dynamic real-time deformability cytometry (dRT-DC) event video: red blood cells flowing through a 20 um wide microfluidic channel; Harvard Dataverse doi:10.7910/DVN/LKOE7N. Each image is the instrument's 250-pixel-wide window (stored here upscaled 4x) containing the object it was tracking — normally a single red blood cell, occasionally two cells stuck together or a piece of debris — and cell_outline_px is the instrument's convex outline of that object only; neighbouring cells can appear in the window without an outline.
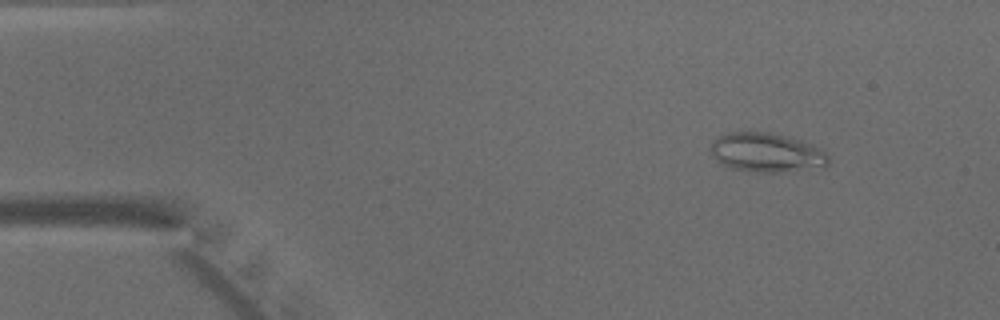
{"species": "common noctule bat (a hibernating species)", "species_latin": "Nyctalus noctula", "temperature_condition": "warm", "stored_images_in_passage": 48, "camera_frame_rate_fps": 3000, "um_per_image_px": 0.085, "animal": {"sex": "male", "body_mass_g": 15.6}, "frame": {"image": 1, "passage_image": 6, "time_ms": 1.667, "image_size_px": [1000, 320], "cell_outline_px": [[828, 164], [776, 172], [752, 172], [732, 168], [720, 164], [712, 156], [708, 148], [712, 140], [728, 132], [768, 132], [800, 140], [812, 144], [820, 148], [828, 156]], "centroid_in_image_um": [65.03, 12.95], "position_along_channel_um": 20.0, "area_um2": 26.53}}
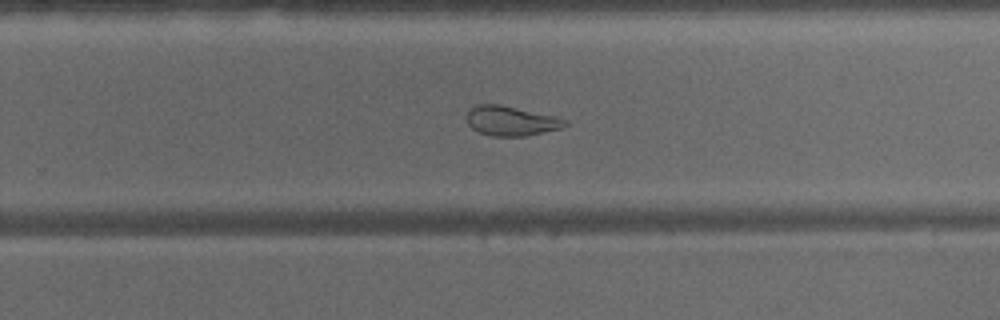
{"frame": {"image": 2, "passage_image": 31, "time_ms": 10.0, "image_size_px": [1000, 320], "cell_outline_px": [[568, 124], [560, 128], [524, 136], [492, 136], [480, 132], [472, 128], [468, 124], [468, 112], [476, 104], [500, 104], [560, 116], [568, 120]], "centroid_in_image_um": [43.5, 10.26], "position_along_channel_um": 286.3, "area_um2": 17.05}}
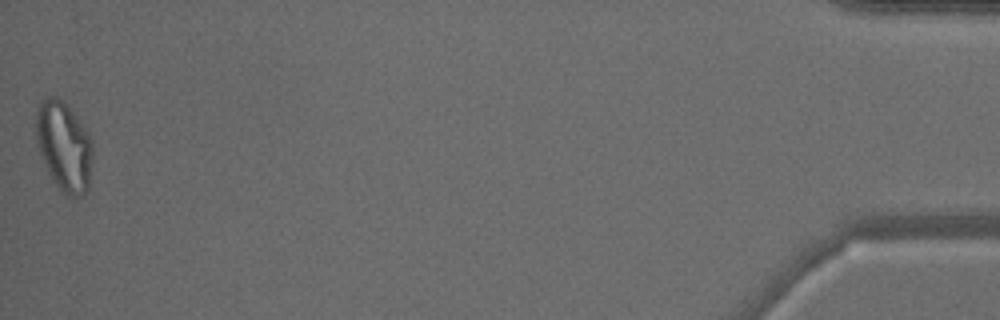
{"frame": {"image": 3, "passage_image": 48, "time_ms": 15.667, "image_size_px": [1000, 320], "cell_outline_px": [[92, 160], [88, 188], [80, 196], [72, 200], [68, 200], [60, 192], [52, 180], [40, 156], [36, 140], [36, 108], [40, 100], [48, 96], [56, 96], [68, 104], [88, 132], [92, 140]], "centroid_in_image_um": [5.43, 12.46], "position_along_channel_um": 429.8, "area_um2": 30.4}}